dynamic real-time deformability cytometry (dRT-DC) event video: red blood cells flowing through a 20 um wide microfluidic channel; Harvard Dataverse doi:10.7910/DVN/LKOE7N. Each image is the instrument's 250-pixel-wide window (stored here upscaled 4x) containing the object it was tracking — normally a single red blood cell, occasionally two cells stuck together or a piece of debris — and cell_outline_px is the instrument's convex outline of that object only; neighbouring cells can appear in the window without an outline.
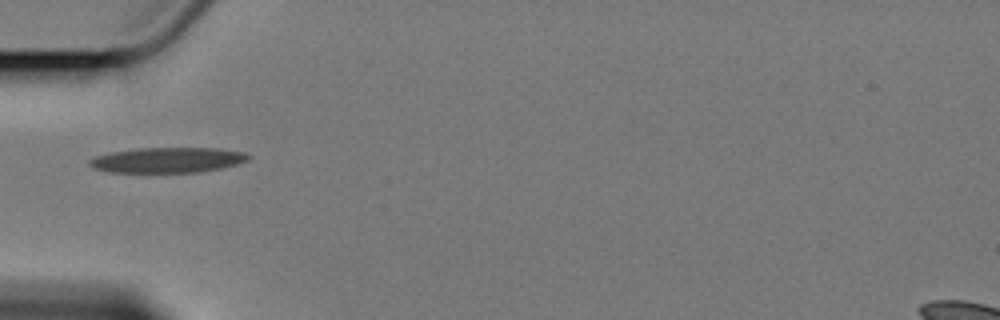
{"species": "Egyptian fruit bat (a non-hibernating species)", "species_latin": "Rousettus aegyptiacus", "temperature_condition": "cold", "stored_images_in_passage": 7, "camera_frame_rate_fps": 3000, "um_per_image_px": 0.085, "animal": {"sex": "female"}, "frame": {"image": 1, "passage_image": 1, "time_ms": 0.0, "image_size_px": [1000, 320], "cell_outline_px": [[252, 156], [248, 160], [236, 164], [220, 168], [200, 172], [112, 172], [96, 168], [88, 164], [88, 160], [96, 156], [108, 152], [136, 148], [220, 148], [244, 152]], "centroid_in_image_um": [14.26, 13.59], "position_along_channel_um": 70.7, "area_um2": 23.41}}
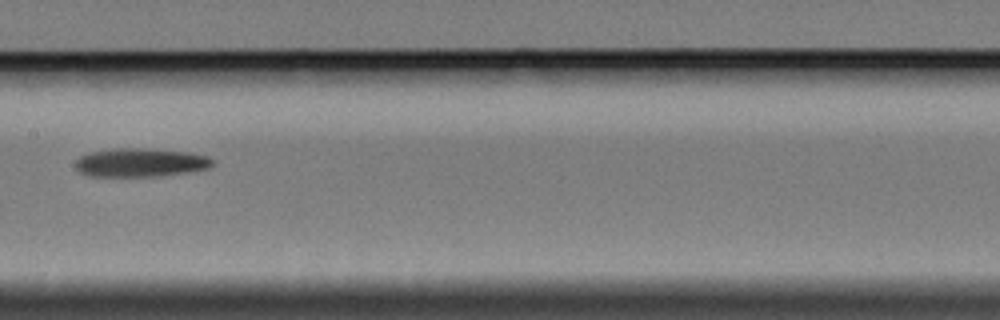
{"frame": {"image": 2, "passage_image": 4, "time_ms": 3.667, "image_size_px": [1000, 320], "cell_outline_px": [[216, 164], [208, 168], [160, 176], [92, 176], [80, 172], [76, 168], [76, 160], [80, 156], [92, 152], [112, 148], [144, 148], [192, 152], [208, 156], [216, 160]], "centroid_in_image_um": [12.0, 13.8], "position_along_channel_um": 195.4, "area_um2": 22.95}}
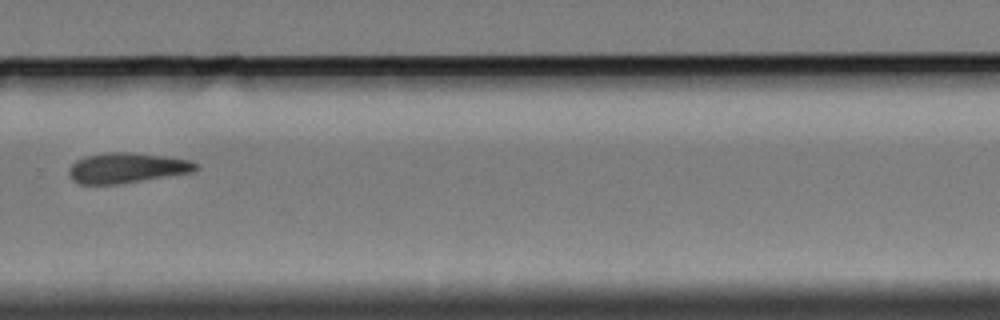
{"frame": {"image": 3, "passage_image": 7, "time_ms": 7.333, "image_size_px": [1000, 320], "cell_outline_px": [[200, 168], [192, 172], [116, 184], [80, 184], [72, 180], [68, 172], [68, 168], [76, 160], [84, 156], [108, 152], [132, 152], [164, 156], [192, 160]], "centroid_in_image_um": [10.75, 14.26], "position_along_channel_um": 319.0, "area_um2": 22.31}}